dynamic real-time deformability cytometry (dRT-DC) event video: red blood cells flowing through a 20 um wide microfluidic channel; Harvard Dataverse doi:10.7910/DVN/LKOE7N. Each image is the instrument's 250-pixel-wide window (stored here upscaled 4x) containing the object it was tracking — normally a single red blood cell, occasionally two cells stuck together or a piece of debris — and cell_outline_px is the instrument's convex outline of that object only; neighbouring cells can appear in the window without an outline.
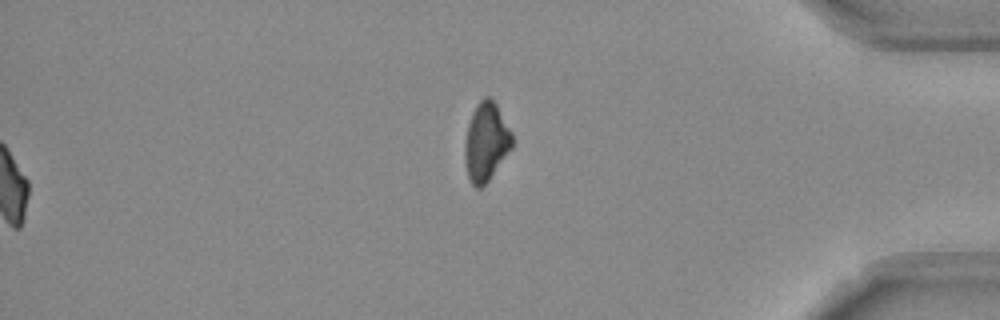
{"species": "Egyptian fruit bat (a non-hibernating species)", "species_latin": "Rousettus aegyptiacus", "temperature_condition": "room temperature", "stored_images_in_passage": 53, "segment_of_instrument_passage": [2, 2], "camera_frame_rate_fps": 3000, "um_per_image_px": 0.085, "frame": {"image": 1, "passage_image": 53, "time_ms": 17.333, "image_size_px": [1000, 320], "cell_outline_px": [[512, 148], [488, 180], [480, 188], [476, 188], [472, 184], [468, 176], [464, 156], [464, 144], [468, 124], [472, 112], [476, 104], [484, 96], [488, 96], [496, 104], [512, 132]], "centroid_in_image_um": [41.3, 12.04], "position_along_channel_um": 393.9, "area_um2": 21.5}}